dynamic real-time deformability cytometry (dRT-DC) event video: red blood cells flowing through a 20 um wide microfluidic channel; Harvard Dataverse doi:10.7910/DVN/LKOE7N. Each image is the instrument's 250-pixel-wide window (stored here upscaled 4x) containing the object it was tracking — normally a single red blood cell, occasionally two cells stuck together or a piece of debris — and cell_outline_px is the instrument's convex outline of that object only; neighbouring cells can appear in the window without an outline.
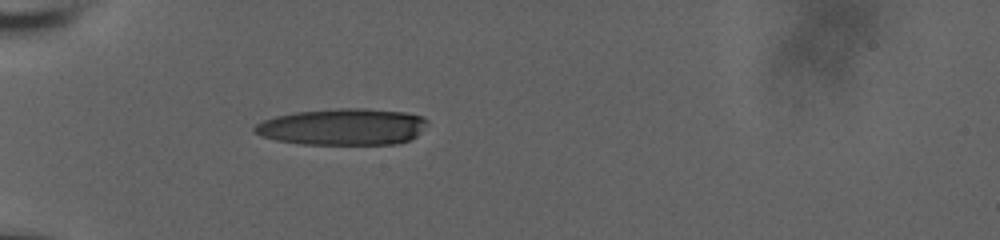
{"species": "human", "species_latin": "Homo sapiens", "temperature_condition": "room temperature", "stored_images_in_passage": 39, "camera_frame_rate_fps": 3000, "um_per_image_px": 0.085, "donor": {"sex": "male"}, "frame": {"image": 1, "passage_image": 1, "time_ms": 0.0, "image_size_px": [1000, 240], "cell_outline_px": [[428, 124], [416, 136], [408, 140], [396, 144], [300, 144], [276, 140], [264, 136], [256, 132], [252, 128], [256, 124], [264, 120], [276, 116], [296, 112], [340, 108], [364, 108], [404, 112], [424, 116], [428, 120]], "centroid_in_image_um": [29.17, 10.78], "position_along_channel_um": 55.8, "area_um2": 36.76}}
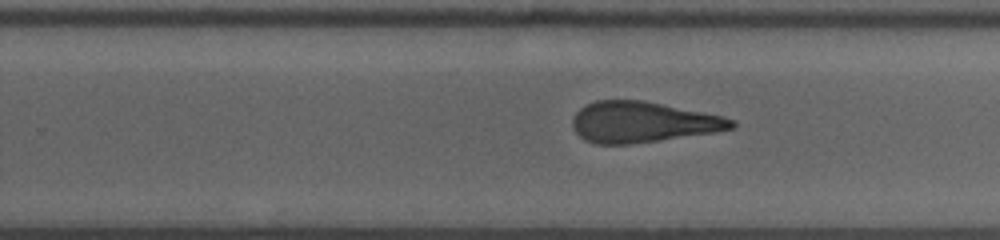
{"frame": {"image": 2, "passage_image": 20, "time_ms": 6.333, "image_size_px": [1000, 240], "cell_outline_px": [[736, 124], [732, 128], [716, 132], [632, 144], [596, 144], [584, 140], [572, 128], [572, 120], [576, 112], [580, 108], [596, 100], [644, 100], [724, 116], [732, 120]], "centroid_in_image_um": [54.6, 10.38], "position_along_channel_um": 275.2, "area_um2": 37.8}}
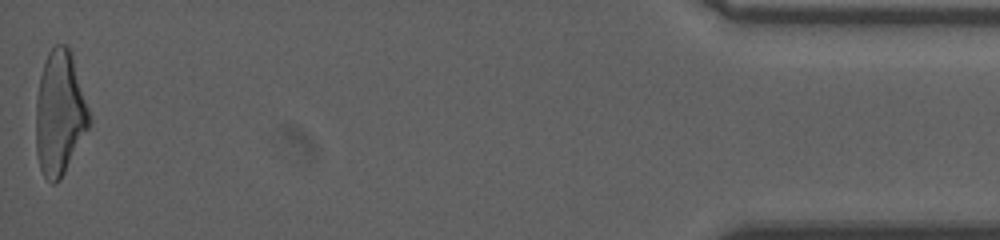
{"frame": {"image": 3, "passage_image": 39, "time_ms": 12.667, "image_size_px": [1000, 240], "cell_outline_px": [[92, 124], [60, 180], [56, 184], [52, 184], [44, 176], [40, 168], [36, 152], [36, 96], [40, 76], [48, 52], [56, 44], [68, 44], [92, 116]], "centroid_in_image_um": [5.09, 9.64], "position_along_channel_um": 430.1, "area_um2": 39.07}, "authors_computed_cell_mechanics": {"area_um2": 38.4948, "velocity_mm_per_s": 3.7678, "shape_relaxation_time_tau1_ms": 7.0252, "shape_relaxation_time_tau2_ms": 2.4856, "deformation_change_tau1": 0.2385, "deformation_change_tau2": 0.1479}}